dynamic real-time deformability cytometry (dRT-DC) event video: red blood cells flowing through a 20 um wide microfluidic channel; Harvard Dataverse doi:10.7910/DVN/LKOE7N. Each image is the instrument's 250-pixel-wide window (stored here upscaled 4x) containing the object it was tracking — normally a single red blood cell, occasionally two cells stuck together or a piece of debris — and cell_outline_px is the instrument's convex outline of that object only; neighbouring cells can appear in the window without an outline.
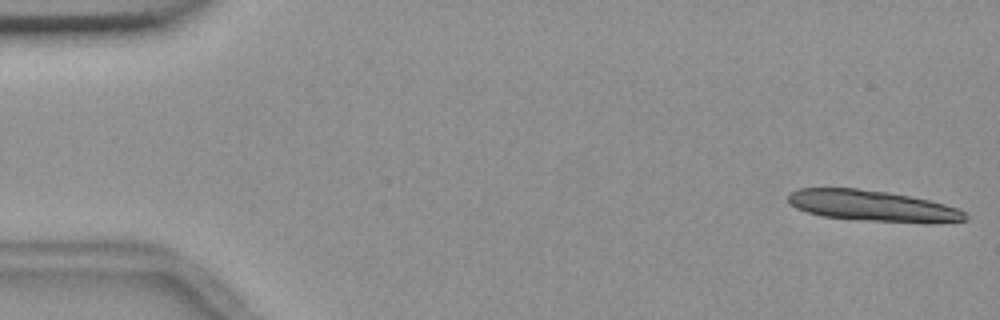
{"species": "common noctule bat (a hibernating species)", "species_latin": "Nyctalus noctula", "temperature_condition": "room temperature", "stored_images_in_passage": 14, "camera_frame_rate_fps": 3000, "um_per_image_px": 0.085, "animal": {"sex": "female", "body_mass_g": 18.4}, "frame": {"image": 1, "passage_image": 1, "time_ms": 0.0, "image_size_px": [1000, 320], "cell_outline_px": [[968, 220], [872, 220], [824, 216], [808, 212], [796, 208], [788, 204], [788, 192], [800, 188], [856, 188], [888, 192], [928, 200], [944, 204], [956, 208], [964, 212], [968, 216]], "centroid_in_image_um": [73.98, 17.44], "position_along_channel_um": 11.0, "area_um2": 30.4}}